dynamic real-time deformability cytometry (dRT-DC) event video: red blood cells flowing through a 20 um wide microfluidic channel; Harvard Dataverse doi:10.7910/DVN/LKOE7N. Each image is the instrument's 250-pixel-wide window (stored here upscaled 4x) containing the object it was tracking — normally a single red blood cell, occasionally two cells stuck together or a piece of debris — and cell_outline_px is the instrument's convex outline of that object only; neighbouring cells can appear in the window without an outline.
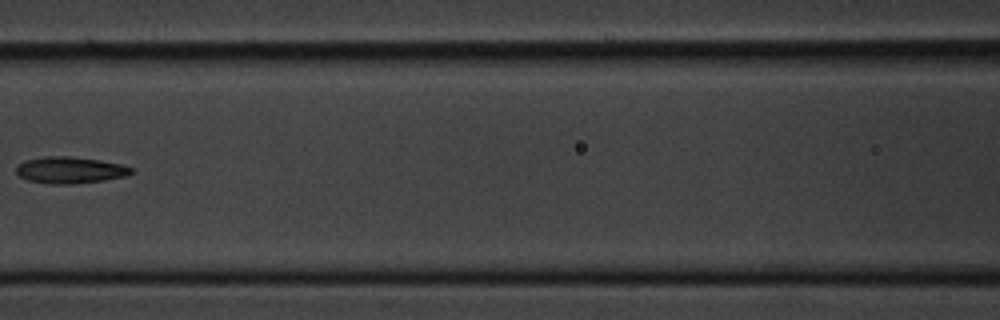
{"species": "common noctule bat (a hibernating species)", "species_latin": "Nyctalus noctula", "temperature_condition": "cold", "stored_images_in_passage": 7, "camera_frame_rate_fps": 3000, "um_per_image_px": 0.085, "animal": {"sex": "male", "body_mass_g": 20.1, "forearm_length_mm": 53.5}, "frame": {"image": 1, "passage_image": 7, "time_ms": 7.333, "image_size_px": [1000, 320], "cell_outline_px": [[136, 172], [128, 176], [104, 180], [72, 184], [52, 184], [28, 180], [20, 176], [16, 172], [16, 168], [24, 160], [44, 156], [72, 156], [100, 160], [120, 164], [132, 168]], "centroid_in_image_um": [5.99, 14.45], "position_along_channel_um": 160.6, "area_um2": 17.92}}